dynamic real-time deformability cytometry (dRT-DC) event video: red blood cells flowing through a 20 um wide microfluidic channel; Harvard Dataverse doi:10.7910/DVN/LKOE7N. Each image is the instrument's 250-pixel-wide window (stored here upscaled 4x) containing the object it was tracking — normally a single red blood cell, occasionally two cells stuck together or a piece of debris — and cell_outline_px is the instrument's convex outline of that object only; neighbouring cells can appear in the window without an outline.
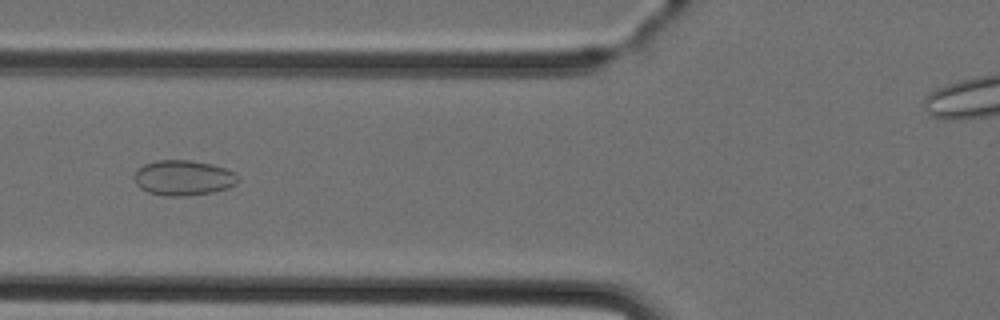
{"species": "Egyptian fruit bat (a non-hibernating species)", "species_latin": "Rousettus aegyptiacus", "temperature_condition": "cold", "stored_images_in_passage": 5, "camera_frame_rate_fps": 3000, "um_per_image_px": 0.085, "animal": {"sex": "female"}, "frame": {"image": 1, "passage_image": 3, "time_ms": 2.667, "image_size_px": [1000, 320], "cell_outline_px": [[240, 180], [236, 184], [228, 188], [212, 192], [184, 196], [164, 196], [148, 192], [140, 188], [136, 184], [136, 172], [144, 164], [156, 160], [192, 160], [212, 164], [236, 172]], "centroid_in_image_um": [15.63, 15.11], "position_along_channel_um": 110.2, "area_um2": 21.33}}
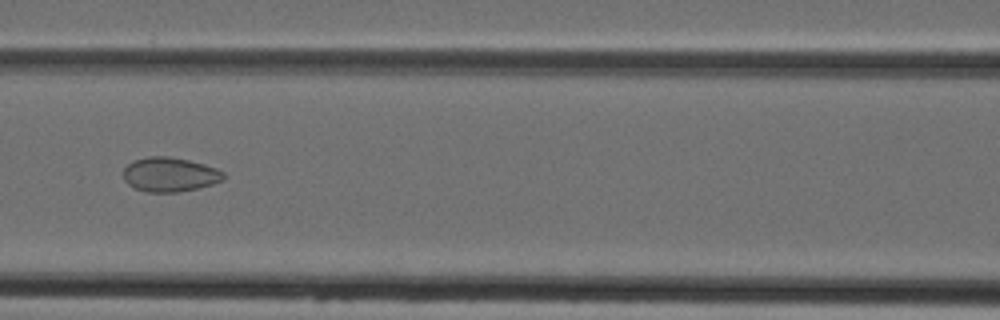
{"frame": {"image": 2, "passage_image": 4, "time_ms": 3.667, "image_size_px": [1000, 320], "cell_outline_px": [[224, 180], [200, 188], [176, 192], [148, 192], [136, 188], [128, 184], [124, 180], [124, 168], [132, 160], [148, 156], [168, 156], [188, 160], [204, 164], [216, 168], [224, 172]], "centroid_in_image_um": [14.43, 14.83], "position_along_channel_um": 152.2, "area_um2": 20.11}}